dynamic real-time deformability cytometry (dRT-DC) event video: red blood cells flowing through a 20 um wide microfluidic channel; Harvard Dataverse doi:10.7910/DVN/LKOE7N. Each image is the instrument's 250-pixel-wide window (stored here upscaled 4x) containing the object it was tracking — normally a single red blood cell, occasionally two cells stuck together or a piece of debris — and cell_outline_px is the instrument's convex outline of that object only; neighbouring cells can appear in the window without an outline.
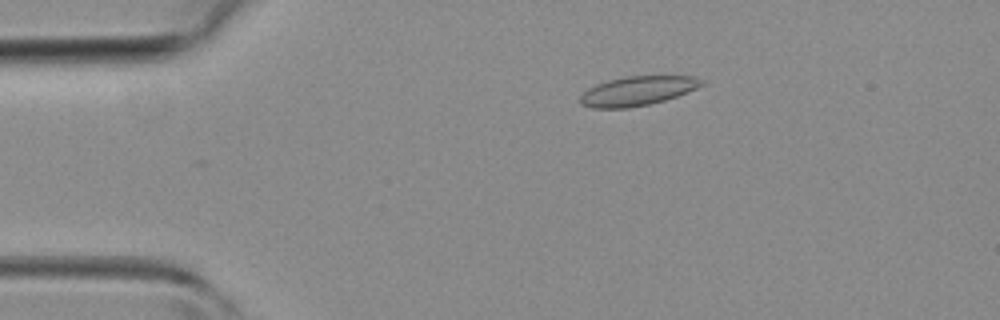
{"species": "common noctule bat (a hibernating species)", "species_latin": "Nyctalus noctula", "temperature_condition": "room temperature", "stored_images_in_passage": 41, "camera_frame_rate_fps": 3000, "um_per_image_px": 0.085, "animal": {"sex": "female", "body_mass_g": 19.3, "forearm_length_mm": 54.1}, "frame": {"image": 1, "passage_image": 7, "time_ms": 2.0, "image_size_px": [1000, 320], "cell_outline_px": [[704, 84], [696, 88], [676, 96], [664, 100], [648, 104], [628, 108], [592, 108], [580, 104], [580, 96], [588, 88], [596, 84], [608, 80], [628, 76], [692, 76], [704, 80]], "centroid_in_image_um": [54.16, 7.73], "position_along_channel_um": 30.8, "area_um2": 20.58}}
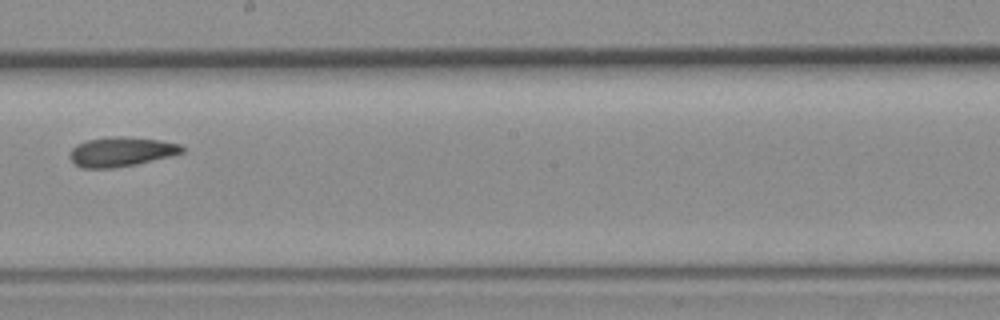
{"frame": {"image": 2, "passage_image": 23, "time_ms": 7.333, "image_size_px": [1000, 320], "cell_outline_px": [[184, 152], [136, 164], [112, 168], [80, 168], [68, 156], [72, 148], [76, 144], [88, 140], [112, 136], [120, 136], [156, 140], [180, 144], [184, 148]], "centroid_in_image_um": [10.25, 12.9], "position_along_channel_um": 238.0, "area_um2": 19.02}}
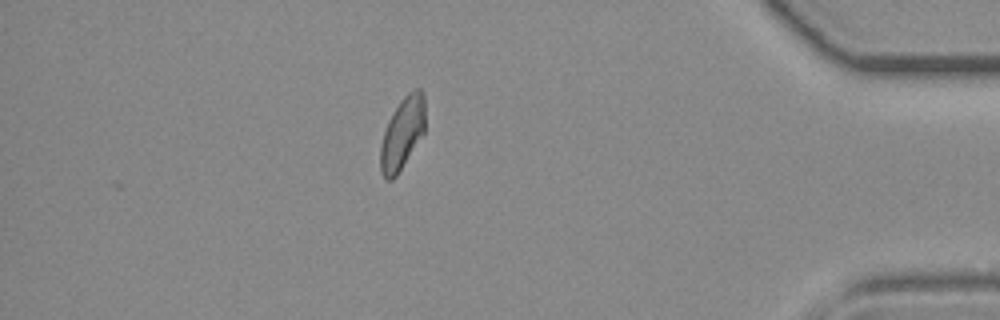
{"frame": {"image": 3, "passage_image": 36, "time_ms": 11.667, "image_size_px": [1000, 320], "cell_outline_px": [[424, 132], [396, 176], [392, 180], [384, 180], [380, 172], [380, 144], [388, 120], [392, 112], [400, 100], [408, 92], [416, 88], [420, 88], [424, 92]], "centroid_in_image_um": [34.17, 11.33], "position_along_channel_um": 401.0, "area_um2": 18.79}}